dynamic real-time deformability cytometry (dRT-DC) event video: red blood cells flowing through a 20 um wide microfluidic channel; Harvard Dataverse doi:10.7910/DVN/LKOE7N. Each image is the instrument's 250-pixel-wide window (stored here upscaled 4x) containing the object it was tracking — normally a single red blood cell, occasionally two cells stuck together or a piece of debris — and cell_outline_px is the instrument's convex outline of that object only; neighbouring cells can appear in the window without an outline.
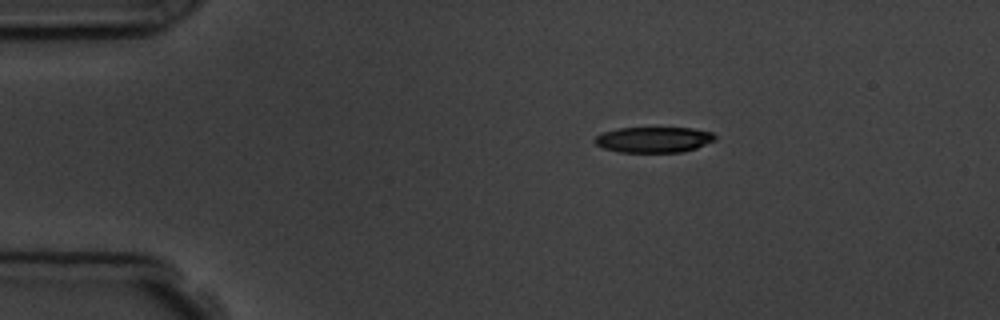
{"species": "common noctule bat (a hibernating species)", "species_latin": "Nyctalus noctula", "temperature_condition": "room temperature", "stored_images_in_passage": 2, "camera_frame_rate_fps": 3000, "um_per_image_px": 0.085, "animal": {"sex": "male", "body_mass_g": 19.5, "forearm_length_mm": 54.6}, "frame": {"image": 1, "passage_image": 1, "time_ms": 0.0, "image_size_px": [1000, 320], "cell_outline_px": [[716, 140], [696, 148], [684, 152], [620, 152], [604, 148], [596, 144], [592, 140], [596, 136], [604, 132], [620, 128], [692, 128], [712, 132], [716, 136]], "centroid_in_image_um": [55.59, 11.87], "position_along_channel_um": 29.4, "area_um2": 17.98}}